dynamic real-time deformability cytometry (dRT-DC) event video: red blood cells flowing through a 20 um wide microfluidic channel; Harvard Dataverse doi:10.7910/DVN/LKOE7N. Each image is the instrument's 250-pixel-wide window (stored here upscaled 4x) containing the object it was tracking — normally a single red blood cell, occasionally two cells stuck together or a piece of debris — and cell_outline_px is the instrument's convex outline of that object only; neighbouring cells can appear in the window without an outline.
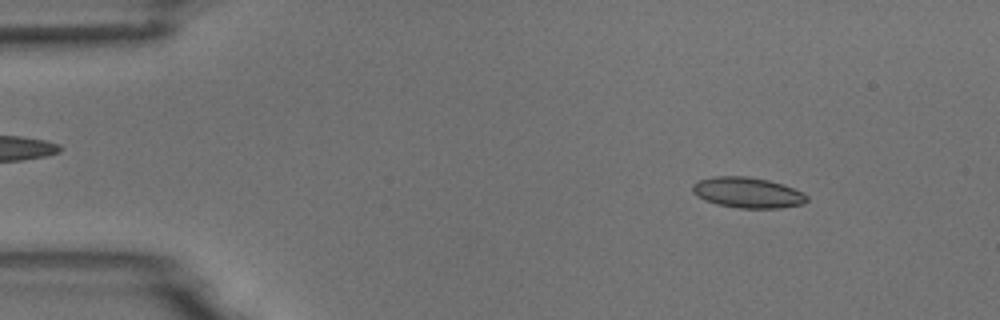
{"species": "common noctule bat (a hibernating species)", "species_latin": "Nyctalus noctula", "temperature_condition": "room temperature", "stored_images_in_passage": 8, "camera_frame_rate_fps": 3000, "um_per_image_px": 0.085, "animal": {"sex": "male", "body_mass_g": 18.8}, "frame": {"image": 1, "passage_image": 1, "time_ms": 0.0, "image_size_px": [1000, 320], "cell_outline_px": [[808, 200], [804, 204], [780, 208], [740, 208], [716, 204], [704, 200], [696, 196], [692, 192], [692, 184], [696, 180], [712, 176], [748, 176], [768, 180], [784, 184], [804, 192], [808, 196]], "centroid_in_image_um": [63.54, 16.36], "position_along_channel_um": 21.5, "area_um2": 20.81}}
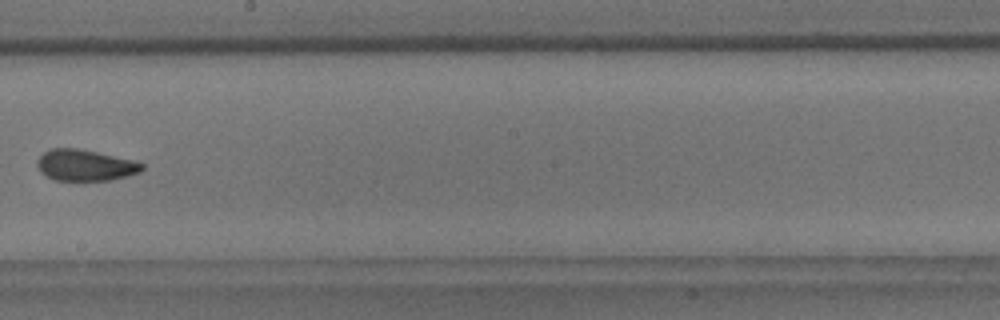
{"frame": {"image": 2, "passage_image": 7, "time_ms": 8.0, "image_size_px": [1000, 320], "cell_outline_px": [[144, 168], [140, 172], [128, 176], [112, 180], [56, 180], [40, 172], [36, 164], [36, 160], [44, 152], [52, 148], [76, 148], [96, 152], [132, 160], [144, 164]], "centroid_in_image_um": [7.23, 14.05], "position_along_channel_um": 241.0, "area_um2": 18.96}}
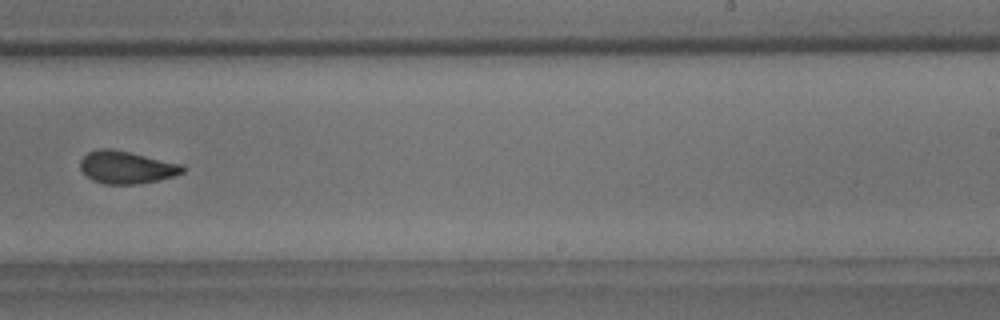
{"frame": {"image": 3, "passage_image": 8, "time_ms": 9.0, "image_size_px": [1000, 320], "cell_outline_px": [[184, 172], [172, 176], [156, 180], [136, 184], [104, 184], [92, 180], [80, 168], [80, 160], [88, 152], [100, 148], [108, 148], [128, 152], [184, 164]], "centroid_in_image_um": [10.74, 14.22], "position_along_channel_um": 278.3, "area_um2": 19.19}}